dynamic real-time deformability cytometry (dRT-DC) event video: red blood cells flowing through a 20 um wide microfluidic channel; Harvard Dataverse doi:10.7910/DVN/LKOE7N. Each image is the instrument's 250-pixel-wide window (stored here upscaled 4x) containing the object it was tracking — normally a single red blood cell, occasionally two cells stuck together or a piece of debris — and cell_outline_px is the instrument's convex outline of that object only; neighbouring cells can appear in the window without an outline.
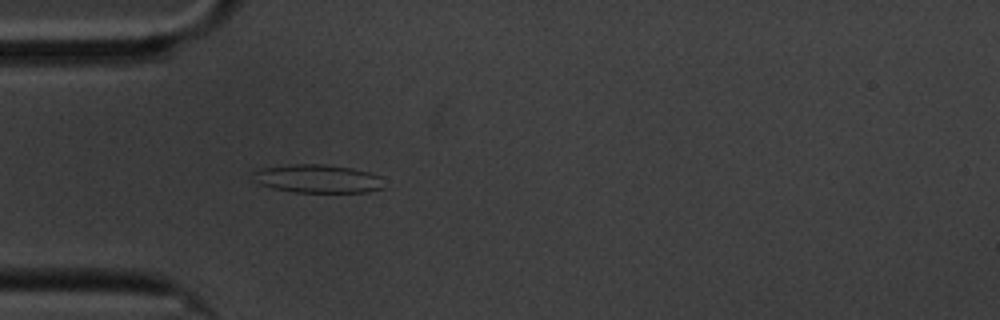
{"species": "common noctule bat (a hibernating species)", "species_latin": "Nyctalus noctula", "temperature_condition": "cold", "stored_images_in_passage": 45, "camera_frame_rate_fps": 3000, "um_per_image_px": 0.085, "animal": {"sex": "male", "body_mass_g": 20.1, "forearm_length_mm": 53.5}, "frame": {"image": 1, "passage_image": 3, "time_ms": 0.667, "image_size_px": [1000, 320], "cell_outline_px": [[384, 188], [368, 192], [296, 192], [272, 188], [260, 184], [252, 180], [252, 172], [260, 168], [292, 164], [324, 164], [352, 168], [368, 172], [380, 176]], "centroid_in_image_um": [26.97, 15.19], "position_along_channel_um": 58.0, "area_um2": 21.73}}
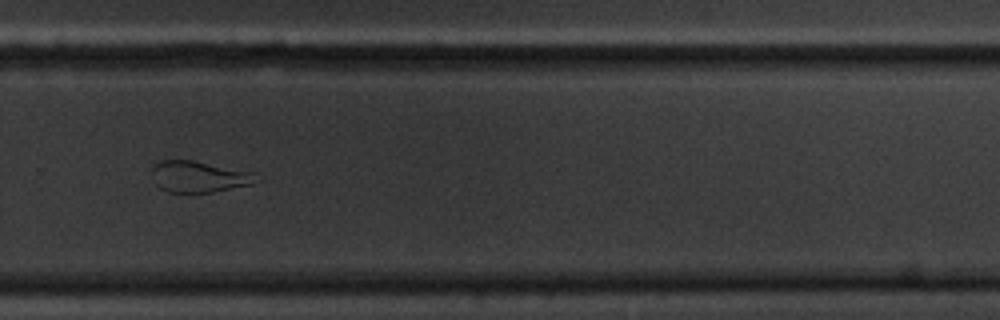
{"frame": {"image": 2, "passage_image": 26, "time_ms": 8.333, "image_size_px": [1000, 320], "cell_outline_px": [[264, 180], [252, 184], [212, 192], [168, 192], [160, 188], [156, 184], [152, 172], [152, 168], [160, 160], [192, 160], [252, 172]], "centroid_in_image_um": [16.95, 15.02], "position_along_channel_um": 312.9, "area_um2": 18.96}}
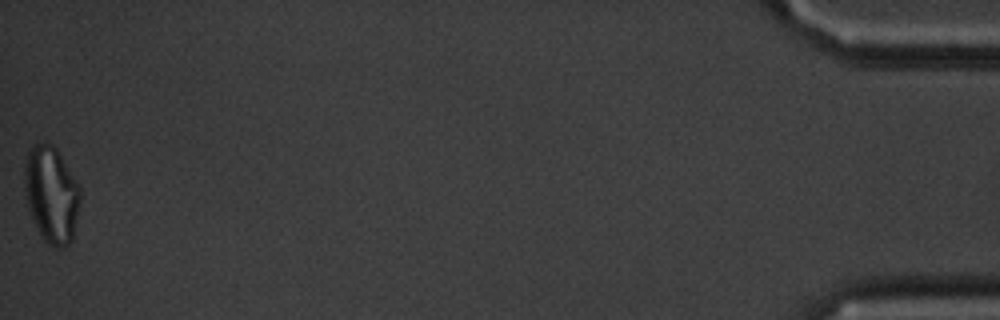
{"frame": {"image": 3, "passage_image": 45, "time_ms": 14.667, "image_size_px": [1000, 320], "cell_outline_px": [[80, 200], [72, 240], [64, 248], [56, 248], [48, 244], [44, 240], [28, 208], [24, 192], [24, 164], [28, 152], [36, 144], [52, 144], [56, 148], [80, 184]], "centroid_in_image_um": [4.38, 16.53], "position_along_channel_um": 430.8, "area_um2": 31.27}, "authors_computed_cell_mechanics": {"area_um2": 20.7502, "velocity_mm_per_s": 3.3755, "shape_relaxation_time_tau1_ms": null, "shape_relaxation_time_tau2_ms": 2.463, "deformation_change_tau1": null, "deformation_change_tau2": 0.1187}}